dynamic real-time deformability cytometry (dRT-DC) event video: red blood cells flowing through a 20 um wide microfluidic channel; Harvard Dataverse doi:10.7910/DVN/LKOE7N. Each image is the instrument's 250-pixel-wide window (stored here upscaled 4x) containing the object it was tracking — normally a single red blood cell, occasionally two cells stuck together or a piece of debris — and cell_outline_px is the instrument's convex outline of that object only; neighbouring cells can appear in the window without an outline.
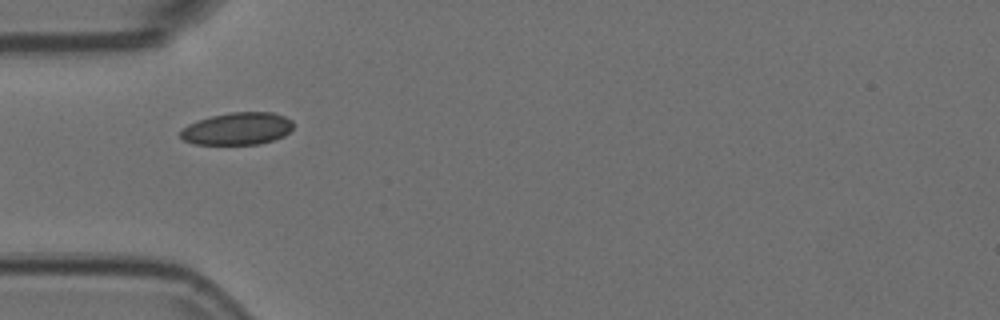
{"species": "Egyptian fruit bat (a non-hibernating species)", "species_latin": "Rousettus aegyptiacus", "temperature_condition": "room temperature", "stored_images_in_passage": 11, "camera_frame_rate_fps": 3000, "um_per_image_px": 0.085, "animal": {"sex": "female"}, "frame": {"image": 1, "passage_image": 1, "time_ms": 0.0, "image_size_px": [1000, 320], "cell_outline_px": [[292, 128], [284, 136], [260, 144], [192, 144], [184, 140], [180, 136], [180, 132], [188, 124], [212, 116], [232, 112], [272, 112], [284, 116], [292, 120]], "centroid_in_image_um": [20.19, 10.94], "position_along_channel_um": 64.8, "area_um2": 21.1}}
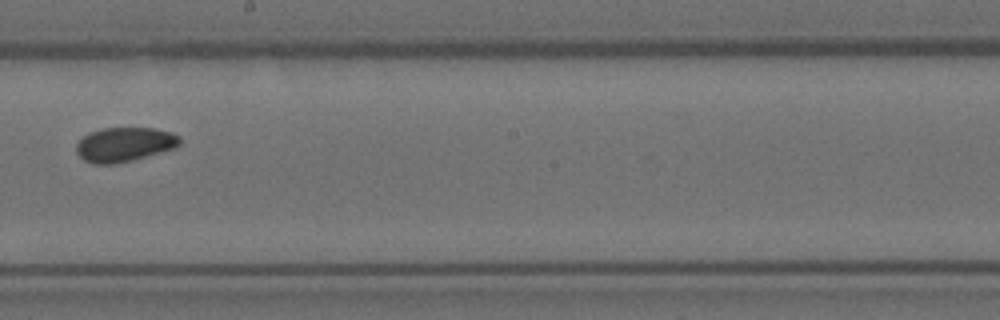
{"frame": {"image": 2, "passage_image": 5, "time_ms": 1.333, "image_size_px": [1000, 320], "cell_outline_px": [[180, 144], [176, 148], [132, 160], [116, 164], [92, 164], [84, 160], [76, 152], [76, 144], [88, 132], [100, 128], [152, 128], [172, 132], [180, 136]], "centroid_in_image_um": [10.57, 12.28], "position_along_channel_um": 237.6, "area_um2": 20.87}}
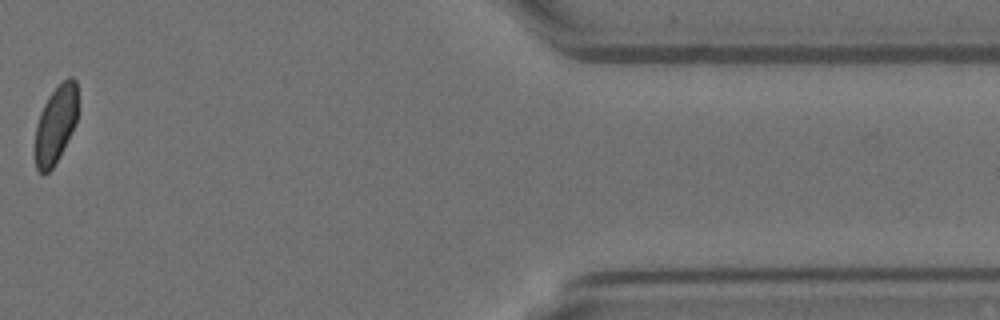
{"frame": {"image": 3, "passage_image": 10, "time_ms": 3.0, "image_size_px": [1000, 320], "cell_outline_px": [[76, 124], [72, 132], [52, 168], [44, 176], [36, 168], [36, 124], [40, 112], [48, 96], [68, 76], [72, 76], [76, 80]], "centroid_in_image_um": [4.72, 10.57], "position_along_channel_um": 406.7, "area_um2": 18.96}}